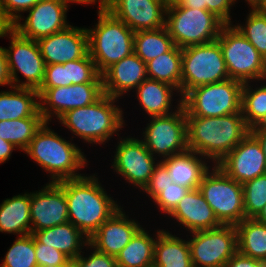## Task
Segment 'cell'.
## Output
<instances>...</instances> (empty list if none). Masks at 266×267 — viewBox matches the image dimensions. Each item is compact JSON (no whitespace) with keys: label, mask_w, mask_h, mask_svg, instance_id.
Returning <instances> with one entry per match:
<instances>
[{"label":"cell","mask_w":266,"mask_h":267,"mask_svg":"<svg viewBox=\"0 0 266 267\" xmlns=\"http://www.w3.org/2000/svg\"><path fill=\"white\" fill-rule=\"evenodd\" d=\"M172 183L173 180L170 179L166 166L159 161V163L154 167L153 174L150 177L148 184L141 192H145L146 197L148 196V198L153 200L160 192L163 191V188H166Z\"/></svg>","instance_id":"44"},{"label":"cell","mask_w":266,"mask_h":267,"mask_svg":"<svg viewBox=\"0 0 266 267\" xmlns=\"http://www.w3.org/2000/svg\"><path fill=\"white\" fill-rule=\"evenodd\" d=\"M16 150L18 149L11 142L0 138V164L6 163L11 158L13 151Z\"/></svg>","instance_id":"49"},{"label":"cell","mask_w":266,"mask_h":267,"mask_svg":"<svg viewBox=\"0 0 266 267\" xmlns=\"http://www.w3.org/2000/svg\"><path fill=\"white\" fill-rule=\"evenodd\" d=\"M62 1H65V2H67L68 4H70V3H71V4H72V3H73V4H74V3L77 4V0H62Z\"/></svg>","instance_id":"58"},{"label":"cell","mask_w":266,"mask_h":267,"mask_svg":"<svg viewBox=\"0 0 266 267\" xmlns=\"http://www.w3.org/2000/svg\"><path fill=\"white\" fill-rule=\"evenodd\" d=\"M9 89L0 91V121L43 117L37 90L13 86Z\"/></svg>","instance_id":"27"},{"label":"cell","mask_w":266,"mask_h":267,"mask_svg":"<svg viewBox=\"0 0 266 267\" xmlns=\"http://www.w3.org/2000/svg\"><path fill=\"white\" fill-rule=\"evenodd\" d=\"M224 25L208 10L191 9L180 2L167 6L165 27L181 49L215 41Z\"/></svg>","instance_id":"6"},{"label":"cell","mask_w":266,"mask_h":267,"mask_svg":"<svg viewBox=\"0 0 266 267\" xmlns=\"http://www.w3.org/2000/svg\"><path fill=\"white\" fill-rule=\"evenodd\" d=\"M147 77L175 87L181 95L182 49L176 45L146 63Z\"/></svg>","instance_id":"32"},{"label":"cell","mask_w":266,"mask_h":267,"mask_svg":"<svg viewBox=\"0 0 266 267\" xmlns=\"http://www.w3.org/2000/svg\"><path fill=\"white\" fill-rule=\"evenodd\" d=\"M238 252L266 262V224L245 218L236 226Z\"/></svg>","instance_id":"31"},{"label":"cell","mask_w":266,"mask_h":267,"mask_svg":"<svg viewBox=\"0 0 266 267\" xmlns=\"http://www.w3.org/2000/svg\"><path fill=\"white\" fill-rule=\"evenodd\" d=\"M188 235L193 267H224L238 251L237 230L233 225H221Z\"/></svg>","instance_id":"13"},{"label":"cell","mask_w":266,"mask_h":267,"mask_svg":"<svg viewBox=\"0 0 266 267\" xmlns=\"http://www.w3.org/2000/svg\"><path fill=\"white\" fill-rule=\"evenodd\" d=\"M224 267H266V262L244 256L237 251Z\"/></svg>","instance_id":"47"},{"label":"cell","mask_w":266,"mask_h":267,"mask_svg":"<svg viewBox=\"0 0 266 267\" xmlns=\"http://www.w3.org/2000/svg\"><path fill=\"white\" fill-rule=\"evenodd\" d=\"M123 208L118 209L89 238V244L96 250L115 258L142 228L140 222L129 218Z\"/></svg>","instance_id":"21"},{"label":"cell","mask_w":266,"mask_h":267,"mask_svg":"<svg viewBox=\"0 0 266 267\" xmlns=\"http://www.w3.org/2000/svg\"><path fill=\"white\" fill-rule=\"evenodd\" d=\"M242 82L227 79L201 85L182 97V106L188 117H219L241 112Z\"/></svg>","instance_id":"7"},{"label":"cell","mask_w":266,"mask_h":267,"mask_svg":"<svg viewBox=\"0 0 266 267\" xmlns=\"http://www.w3.org/2000/svg\"><path fill=\"white\" fill-rule=\"evenodd\" d=\"M180 3L184 7L191 9H204L213 13L225 25L233 24L231 7L237 3L236 0H181Z\"/></svg>","instance_id":"40"},{"label":"cell","mask_w":266,"mask_h":267,"mask_svg":"<svg viewBox=\"0 0 266 267\" xmlns=\"http://www.w3.org/2000/svg\"><path fill=\"white\" fill-rule=\"evenodd\" d=\"M166 166L170 179L190 190L197 189L204 174L211 168L204 156L187 149L184 152L174 154L161 160ZM209 164V165H208Z\"/></svg>","instance_id":"25"},{"label":"cell","mask_w":266,"mask_h":267,"mask_svg":"<svg viewBox=\"0 0 266 267\" xmlns=\"http://www.w3.org/2000/svg\"><path fill=\"white\" fill-rule=\"evenodd\" d=\"M166 217L176 220L180 229L183 226L185 232L188 231L187 234L221 226L198 188L190 190Z\"/></svg>","instance_id":"23"},{"label":"cell","mask_w":266,"mask_h":267,"mask_svg":"<svg viewBox=\"0 0 266 267\" xmlns=\"http://www.w3.org/2000/svg\"><path fill=\"white\" fill-rule=\"evenodd\" d=\"M13 28L12 22L4 14L0 1V38H3Z\"/></svg>","instance_id":"51"},{"label":"cell","mask_w":266,"mask_h":267,"mask_svg":"<svg viewBox=\"0 0 266 267\" xmlns=\"http://www.w3.org/2000/svg\"><path fill=\"white\" fill-rule=\"evenodd\" d=\"M219 42L230 79L259 82L266 78V60L234 24L222 27Z\"/></svg>","instance_id":"9"},{"label":"cell","mask_w":266,"mask_h":267,"mask_svg":"<svg viewBox=\"0 0 266 267\" xmlns=\"http://www.w3.org/2000/svg\"><path fill=\"white\" fill-rule=\"evenodd\" d=\"M218 166L230 178L244 184L266 174V156L259 141L249 133Z\"/></svg>","instance_id":"18"},{"label":"cell","mask_w":266,"mask_h":267,"mask_svg":"<svg viewBox=\"0 0 266 267\" xmlns=\"http://www.w3.org/2000/svg\"><path fill=\"white\" fill-rule=\"evenodd\" d=\"M97 16V23L87 28L88 48L98 72L102 74L134 52V31L107 9H98Z\"/></svg>","instance_id":"5"},{"label":"cell","mask_w":266,"mask_h":267,"mask_svg":"<svg viewBox=\"0 0 266 267\" xmlns=\"http://www.w3.org/2000/svg\"><path fill=\"white\" fill-rule=\"evenodd\" d=\"M41 188L30 192L31 234L69 221L64 190L56 182Z\"/></svg>","instance_id":"17"},{"label":"cell","mask_w":266,"mask_h":267,"mask_svg":"<svg viewBox=\"0 0 266 267\" xmlns=\"http://www.w3.org/2000/svg\"><path fill=\"white\" fill-rule=\"evenodd\" d=\"M35 257L38 267H61L70 259L52 246L39 243L35 239Z\"/></svg>","instance_id":"42"},{"label":"cell","mask_w":266,"mask_h":267,"mask_svg":"<svg viewBox=\"0 0 266 267\" xmlns=\"http://www.w3.org/2000/svg\"><path fill=\"white\" fill-rule=\"evenodd\" d=\"M258 10L262 13L266 14V0L262 3V5L258 8Z\"/></svg>","instance_id":"57"},{"label":"cell","mask_w":266,"mask_h":267,"mask_svg":"<svg viewBox=\"0 0 266 267\" xmlns=\"http://www.w3.org/2000/svg\"><path fill=\"white\" fill-rule=\"evenodd\" d=\"M117 141L113 161L111 160L113 174L116 172L118 177L121 175V178L129 183L128 185L131 184L142 191L160 160L149 152L141 138L129 135L119 137Z\"/></svg>","instance_id":"14"},{"label":"cell","mask_w":266,"mask_h":267,"mask_svg":"<svg viewBox=\"0 0 266 267\" xmlns=\"http://www.w3.org/2000/svg\"><path fill=\"white\" fill-rule=\"evenodd\" d=\"M145 229L142 227L116 256L118 267H153L154 244L162 229L155 230V234Z\"/></svg>","instance_id":"30"},{"label":"cell","mask_w":266,"mask_h":267,"mask_svg":"<svg viewBox=\"0 0 266 267\" xmlns=\"http://www.w3.org/2000/svg\"><path fill=\"white\" fill-rule=\"evenodd\" d=\"M49 122H45L36 132L28 147L23 151L33 162L49 174L48 182H58L84 176L81 170L88 165L87 155L79 146L58 135ZM80 171V172H79Z\"/></svg>","instance_id":"3"},{"label":"cell","mask_w":266,"mask_h":267,"mask_svg":"<svg viewBox=\"0 0 266 267\" xmlns=\"http://www.w3.org/2000/svg\"><path fill=\"white\" fill-rule=\"evenodd\" d=\"M119 99L105 93L94 103L64 113L58 124L63 125L73 137L89 145H106L113 136L127 126ZM117 105H116V104Z\"/></svg>","instance_id":"4"},{"label":"cell","mask_w":266,"mask_h":267,"mask_svg":"<svg viewBox=\"0 0 266 267\" xmlns=\"http://www.w3.org/2000/svg\"><path fill=\"white\" fill-rule=\"evenodd\" d=\"M106 9L134 32L165 27L163 0H109Z\"/></svg>","instance_id":"19"},{"label":"cell","mask_w":266,"mask_h":267,"mask_svg":"<svg viewBox=\"0 0 266 267\" xmlns=\"http://www.w3.org/2000/svg\"><path fill=\"white\" fill-rule=\"evenodd\" d=\"M177 236L168 229L158 233L154 244L153 267H193L188 240Z\"/></svg>","instance_id":"29"},{"label":"cell","mask_w":266,"mask_h":267,"mask_svg":"<svg viewBox=\"0 0 266 267\" xmlns=\"http://www.w3.org/2000/svg\"><path fill=\"white\" fill-rule=\"evenodd\" d=\"M96 174L56 182L65 193L69 222L87 238L122 207L107 193Z\"/></svg>","instance_id":"1"},{"label":"cell","mask_w":266,"mask_h":267,"mask_svg":"<svg viewBox=\"0 0 266 267\" xmlns=\"http://www.w3.org/2000/svg\"><path fill=\"white\" fill-rule=\"evenodd\" d=\"M245 218H255L266 205V174L242 184Z\"/></svg>","instance_id":"39"},{"label":"cell","mask_w":266,"mask_h":267,"mask_svg":"<svg viewBox=\"0 0 266 267\" xmlns=\"http://www.w3.org/2000/svg\"><path fill=\"white\" fill-rule=\"evenodd\" d=\"M66 75V86L84 83H102V76L90 54L84 58L69 61L64 64Z\"/></svg>","instance_id":"38"},{"label":"cell","mask_w":266,"mask_h":267,"mask_svg":"<svg viewBox=\"0 0 266 267\" xmlns=\"http://www.w3.org/2000/svg\"><path fill=\"white\" fill-rule=\"evenodd\" d=\"M66 86L64 64L46 65L44 80L40 88H55Z\"/></svg>","instance_id":"46"},{"label":"cell","mask_w":266,"mask_h":267,"mask_svg":"<svg viewBox=\"0 0 266 267\" xmlns=\"http://www.w3.org/2000/svg\"><path fill=\"white\" fill-rule=\"evenodd\" d=\"M108 2L109 0H77V4H81V5H92V4H99L98 5V9H106L108 6Z\"/></svg>","instance_id":"52"},{"label":"cell","mask_w":266,"mask_h":267,"mask_svg":"<svg viewBox=\"0 0 266 267\" xmlns=\"http://www.w3.org/2000/svg\"><path fill=\"white\" fill-rule=\"evenodd\" d=\"M254 219L259 223L266 224V205Z\"/></svg>","instance_id":"53"},{"label":"cell","mask_w":266,"mask_h":267,"mask_svg":"<svg viewBox=\"0 0 266 267\" xmlns=\"http://www.w3.org/2000/svg\"><path fill=\"white\" fill-rule=\"evenodd\" d=\"M250 133L259 141L262 151L266 156V125L253 128L250 130Z\"/></svg>","instance_id":"50"},{"label":"cell","mask_w":266,"mask_h":267,"mask_svg":"<svg viewBox=\"0 0 266 267\" xmlns=\"http://www.w3.org/2000/svg\"><path fill=\"white\" fill-rule=\"evenodd\" d=\"M44 123L43 117L0 121V138L11 142L18 151L23 152Z\"/></svg>","instance_id":"35"},{"label":"cell","mask_w":266,"mask_h":267,"mask_svg":"<svg viewBox=\"0 0 266 267\" xmlns=\"http://www.w3.org/2000/svg\"><path fill=\"white\" fill-rule=\"evenodd\" d=\"M245 2H247V5H249V9H258L262 5L264 0H245Z\"/></svg>","instance_id":"54"},{"label":"cell","mask_w":266,"mask_h":267,"mask_svg":"<svg viewBox=\"0 0 266 267\" xmlns=\"http://www.w3.org/2000/svg\"><path fill=\"white\" fill-rule=\"evenodd\" d=\"M189 191L190 189L188 188L172 183L166 188H163V191L160 192L152 202L155 203L157 208H159L158 212L161 211V214L166 216L176 207L180 200L185 197Z\"/></svg>","instance_id":"41"},{"label":"cell","mask_w":266,"mask_h":267,"mask_svg":"<svg viewBox=\"0 0 266 267\" xmlns=\"http://www.w3.org/2000/svg\"><path fill=\"white\" fill-rule=\"evenodd\" d=\"M229 79L217 40L182 49L181 98L191 89Z\"/></svg>","instance_id":"10"},{"label":"cell","mask_w":266,"mask_h":267,"mask_svg":"<svg viewBox=\"0 0 266 267\" xmlns=\"http://www.w3.org/2000/svg\"><path fill=\"white\" fill-rule=\"evenodd\" d=\"M167 6L179 3L181 0H163Z\"/></svg>","instance_id":"56"},{"label":"cell","mask_w":266,"mask_h":267,"mask_svg":"<svg viewBox=\"0 0 266 267\" xmlns=\"http://www.w3.org/2000/svg\"><path fill=\"white\" fill-rule=\"evenodd\" d=\"M174 46L166 27L134 32V53L145 63L170 51Z\"/></svg>","instance_id":"34"},{"label":"cell","mask_w":266,"mask_h":267,"mask_svg":"<svg viewBox=\"0 0 266 267\" xmlns=\"http://www.w3.org/2000/svg\"><path fill=\"white\" fill-rule=\"evenodd\" d=\"M61 267H78L74 260H69L64 266Z\"/></svg>","instance_id":"55"},{"label":"cell","mask_w":266,"mask_h":267,"mask_svg":"<svg viewBox=\"0 0 266 267\" xmlns=\"http://www.w3.org/2000/svg\"><path fill=\"white\" fill-rule=\"evenodd\" d=\"M221 225L236 226L245 219L242 184L212 165L198 187Z\"/></svg>","instance_id":"8"},{"label":"cell","mask_w":266,"mask_h":267,"mask_svg":"<svg viewBox=\"0 0 266 267\" xmlns=\"http://www.w3.org/2000/svg\"><path fill=\"white\" fill-rule=\"evenodd\" d=\"M254 83L245 82L242 88L241 112L250 130L266 125V80Z\"/></svg>","instance_id":"33"},{"label":"cell","mask_w":266,"mask_h":267,"mask_svg":"<svg viewBox=\"0 0 266 267\" xmlns=\"http://www.w3.org/2000/svg\"><path fill=\"white\" fill-rule=\"evenodd\" d=\"M133 92H135L138 105L141 106L145 114L147 113L148 117L166 116L174 113L182 106L179 91L170 84L161 81L147 78ZM174 95L180 97L175 99L177 105H172Z\"/></svg>","instance_id":"24"},{"label":"cell","mask_w":266,"mask_h":267,"mask_svg":"<svg viewBox=\"0 0 266 267\" xmlns=\"http://www.w3.org/2000/svg\"><path fill=\"white\" fill-rule=\"evenodd\" d=\"M89 250L90 253L84 257L85 250ZM85 250L74 259L78 267H118L116 258L109 256L96 250L93 246L88 244Z\"/></svg>","instance_id":"43"},{"label":"cell","mask_w":266,"mask_h":267,"mask_svg":"<svg viewBox=\"0 0 266 267\" xmlns=\"http://www.w3.org/2000/svg\"><path fill=\"white\" fill-rule=\"evenodd\" d=\"M142 131L141 140L149 152L156 158L158 156L160 161L188 149L186 111L183 106L166 116L149 117Z\"/></svg>","instance_id":"12"},{"label":"cell","mask_w":266,"mask_h":267,"mask_svg":"<svg viewBox=\"0 0 266 267\" xmlns=\"http://www.w3.org/2000/svg\"><path fill=\"white\" fill-rule=\"evenodd\" d=\"M248 12L245 23H235L234 26L266 60V14L258 9H250Z\"/></svg>","instance_id":"37"},{"label":"cell","mask_w":266,"mask_h":267,"mask_svg":"<svg viewBox=\"0 0 266 267\" xmlns=\"http://www.w3.org/2000/svg\"><path fill=\"white\" fill-rule=\"evenodd\" d=\"M0 232L16 237L31 234L30 192L5 198L0 203Z\"/></svg>","instance_id":"28"},{"label":"cell","mask_w":266,"mask_h":267,"mask_svg":"<svg viewBox=\"0 0 266 267\" xmlns=\"http://www.w3.org/2000/svg\"><path fill=\"white\" fill-rule=\"evenodd\" d=\"M101 76L104 93L117 99L133 92L148 78L146 63L134 52L111 65Z\"/></svg>","instance_id":"22"},{"label":"cell","mask_w":266,"mask_h":267,"mask_svg":"<svg viewBox=\"0 0 266 267\" xmlns=\"http://www.w3.org/2000/svg\"><path fill=\"white\" fill-rule=\"evenodd\" d=\"M6 17L12 22L24 15V12L31 9L40 0H0Z\"/></svg>","instance_id":"45"},{"label":"cell","mask_w":266,"mask_h":267,"mask_svg":"<svg viewBox=\"0 0 266 267\" xmlns=\"http://www.w3.org/2000/svg\"><path fill=\"white\" fill-rule=\"evenodd\" d=\"M13 241L2 259L0 267H38L33 235L19 236Z\"/></svg>","instance_id":"36"},{"label":"cell","mask_w":266,"mask_h":267,"mask_svg":"<svg viewBox=\"0 0 266 267\" xmlns=\"http://www.w3.org/2000/svg\"><path fill=\"white\" fill-rule=\"evenodd\" d=\"M46 65L65 64L89 53L86 27L70 25L66 29L37 40Z\"/></svg>","instance_id":"20"},{"label":"cell","mask_w":266,"mask_h":267,"mask_svg":"<svg viewBox=\"0 0 266 267\" xmlns=\"http://www.w3.org/2000/svg\"><path fill=\"white\" fill-rule=\"evenodd\" d=\"M40 113L45 122L58 120L64 113L97 101L103 94V83L72 84L55 88H39ZM53 117V118H52Z\"/></svg>","instance_id":"15"},{"label":"cell","mask_w":266,"mask_h":267,"mask_svg":"<svg viewBox=\"0 0 266 267\" xmlns=\"http://www.w3.org/2000/svg\"><path fill=\"white\" fill-rule=\"evenodd\" d=\"M186 132L188 149L204 156L211 165H218L250 133V129L242 113L219 117L186 115Z\"/></svg>","instance_id":"2"},{"label":"cell","mask_w":266,"mask_h":267,"mask_svg":"<svg viewBox=\"0 0 266 267\" xmlns=\"http://www.w3.org/2000/svg\"><path fill=\"white\" fill-rule=\"evenodd\" d=\"M32 235L39 243L54 247L70 260L77 258L89 244V238L69 221Z\"/></svg>","instance_id":"26"},{"label":"cell","mask_w":266,"mask_h":267,"mask_svg":"<svg viewBox=\"0 0 266 267\" xmlns=\"http://www.w3.org/2000/svg\"><path fill=\"white\" fill-rule=\"evenodd\" d=\"M0 86H8L9 88L12 87V79L7 62V54L5 47L2 46H0Z\"/></svg>","instance_id":"48"},{"label":"cell","mask_w":266,"mask_h":267,"mask_svg":"<svg viewBox=\"0 0 266 267\" xmlns=\"http://www.w3.org/2000/svg\"><path fill=\"white\" fill-rule=\"evenodd\" d=\"M69 6L62 0H40L25 12L26 17L22 15L13 23V29L35 41L60 32L71 25L67 21Z\"/></svg>","instance_id":"16"},{"label":"cell","mask_w":266,"mask_h":267,"mask_svg":"<svg viewBox=\"0 0 266 267\" xmlns=\"http://www.w3.org/2000/svg\"><path fill=\"white\" fill-rule=\"evenodd\" d=\"M3 37L10 40L5 51L12 86L38 90L44 80L46 64L37 41L21 36L13 28ZM18 73L24 79H20Z\"/></svg>","instance_id":"11"}]
</instances>
